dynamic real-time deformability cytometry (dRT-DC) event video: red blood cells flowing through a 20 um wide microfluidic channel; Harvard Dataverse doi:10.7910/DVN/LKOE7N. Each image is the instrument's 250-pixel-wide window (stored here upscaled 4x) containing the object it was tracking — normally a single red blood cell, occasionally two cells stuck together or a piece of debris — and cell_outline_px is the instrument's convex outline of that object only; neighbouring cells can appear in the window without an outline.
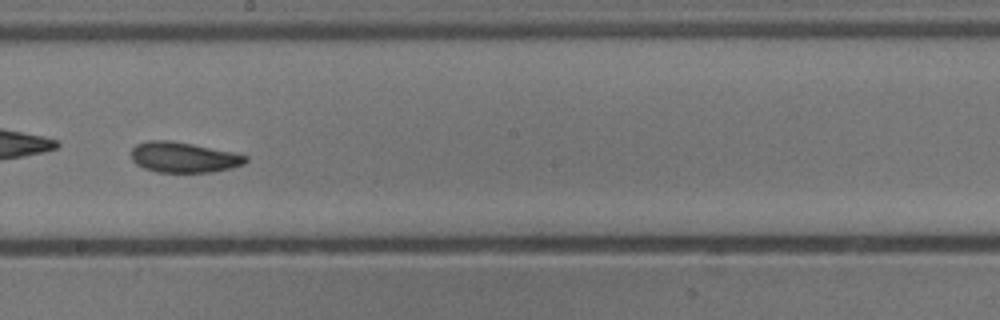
{"species": "common noctule bat (a hibernating species)", "species_latin": "Nyctalus noctula", "temperature_condition": "cold", "stored_images_in_passage": 10, "camera_frame_rate_fps": 3000, "um_per_image_px": 0.085, "animal": {"sex": "male", "body_mass_g": 13.3}, "frame": {"image": 1, "passage_image": 9, "time_ms": 2.667, "image_size_px": [1000, 320], "cell_outline_px": [[248, 160], [244, 164], [232, 168], [212, 172], [156, 172], [144, 168], [136, 164], [132, 160], [132, 148], [136, 144], [148, 140], [172, 140], [232, 152], [248, 156]], "centroid_in_image_um": [15.6, 13.37], "position_along_channel_um": 232.6, "area_um2": 20.35}}
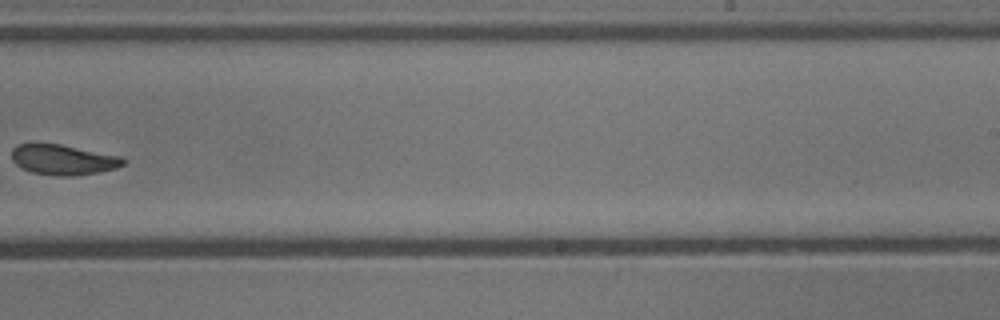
{"frame": {"image": 2, "passage_image": 10, "time_ms": 3.0, "image_size_px": [1000, 320], "cell_outline_px": [[124, 164], [116, 168], [100, 172], [76, 176], [56, 176], [32, 172], [20, 168], [12, 160], [12, 148], [16, 144], [36, 140], [60, 144], [120, 156], [124, 160]], "centroid_in_image_um": [5.28, 13.54], "position_along_channel_um": 283.7, "area_um2": 20.29}}